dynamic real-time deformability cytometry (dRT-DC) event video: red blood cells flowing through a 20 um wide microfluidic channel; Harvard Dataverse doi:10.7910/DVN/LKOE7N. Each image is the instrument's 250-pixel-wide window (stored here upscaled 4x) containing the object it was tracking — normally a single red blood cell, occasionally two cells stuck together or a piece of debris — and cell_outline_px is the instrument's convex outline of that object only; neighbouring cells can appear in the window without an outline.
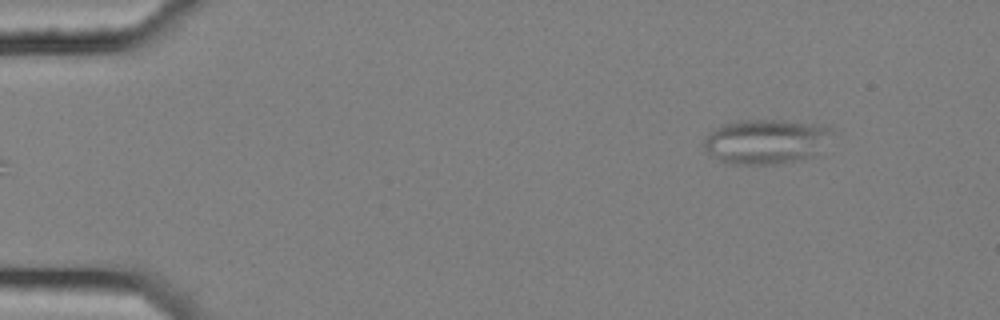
{"species": "common noctule bat (a hibernating species)", "species_latin": "Nyctalus noctula", "temperature_condition": "cold", "stored_images_in_passage": 3, "camera_frame_rate_fps": 3000, "um_per_image_px": 0.085, "animal": {"sex": "female", "body_mass_g": 25.1}, "frame": {"image": 1, "passage_image": 3, "time_ms": 0.667, "image_size_px": [1000, 320], "cell_outline_px": [[832, 132], [808, 156], [796, 160], [780, 164], [732, 164], [720, 160], [708, 152], [704, 148], [704, 140], [708, 132], [712, 128], [724, 124], [740, 120], [780, 120], [816, 124], [832, 128]], "centroid_in_image_um": [64.97, 12.01], "position_along_channel_um": 20.0, "area_um2": 32.48}}